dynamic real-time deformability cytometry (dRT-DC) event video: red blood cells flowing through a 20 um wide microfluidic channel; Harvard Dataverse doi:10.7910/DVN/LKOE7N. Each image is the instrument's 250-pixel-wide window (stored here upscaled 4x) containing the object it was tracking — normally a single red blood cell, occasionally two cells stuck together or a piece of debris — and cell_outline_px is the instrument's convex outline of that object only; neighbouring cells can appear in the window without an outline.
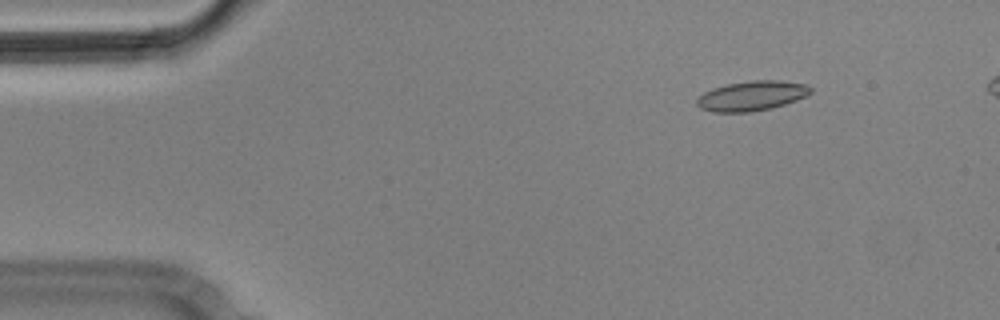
{"species": "Egyptian fruit bat (a non-hibernating species)", "species_latin": "Rousettus aegyptiacus", "temperature_condition": "cold", "stored_images_in_passage": 5, "camera_frame_rate_fps": 3000, "um_per_image_px": 0.085, "animal": {"sex": "male"}, "frame": {"image": 1, "passage_image": 2, "time_ms": 0.333, "image_size_px": [1000, 320], "cell_outline_px": [[812, 92], [808, 96], [772, 108], [748, 112], [712, 112], [700, 108], [696, 104], [696, 100], [704, 92], [712, 88], [728, 84], [752, 80], [776, 80], [804, 84], [812, 88]], "centroid_in_image_um": [63.9, 8.15], "position_along_channel_um": 21.1, "area_um2": 19.71}}